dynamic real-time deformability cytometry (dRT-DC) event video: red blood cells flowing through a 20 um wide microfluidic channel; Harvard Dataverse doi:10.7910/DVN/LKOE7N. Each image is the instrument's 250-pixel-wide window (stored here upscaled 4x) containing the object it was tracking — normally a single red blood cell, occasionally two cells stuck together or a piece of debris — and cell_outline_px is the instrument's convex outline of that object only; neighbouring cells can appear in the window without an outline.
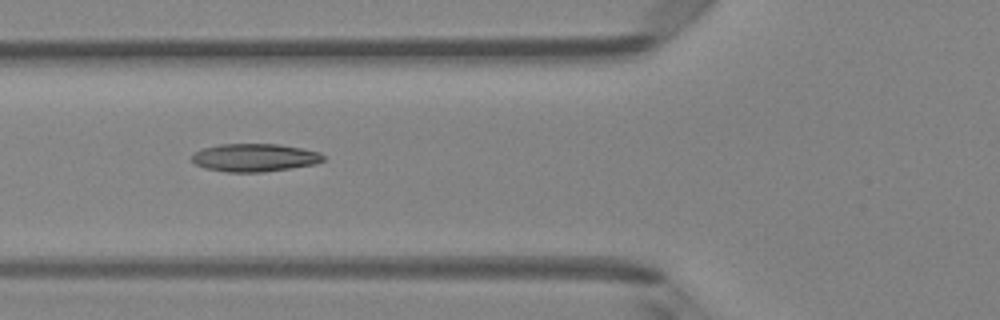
{"species": "Egyptian fruit bat (a non-hibernating species)", "species_latin": "Rousettus aegyptiacus", "temperature_condition": "room temperature", "stored_images_in_passage": 14, "camera_frame_rate_fps": 3000, "um_per_image_px": 0.085, "animal": {"sex": "female"}, "frame": {"image": 1, "passage_image": 3, "time_ms": 0.667, "image_size_px": [1000, 320], "cell_outline_px": [[324, 160], [316, 164], [264, 172], [224, 172], [204, 168], [196, 164], [192, 160], [192, 156], [196, 152], [204, 148], [220, 144], [280, 144], [320, 152], [324, 156]], "centroid_in_image_um": [21.65, 13.4], "position_along_channel_um": 104.1, "area_um2": 21.39}}
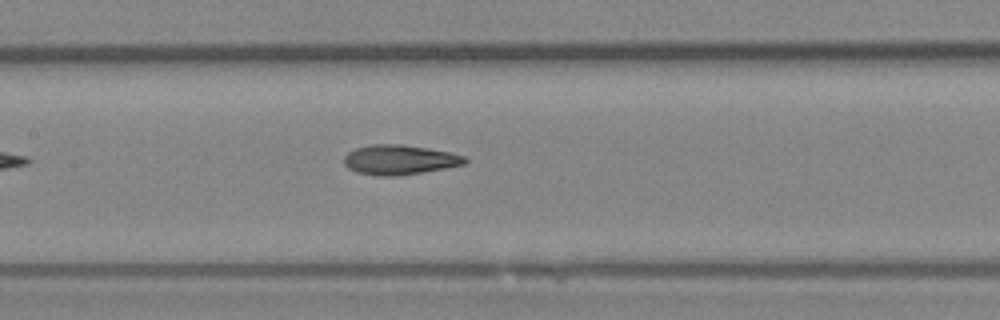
{"frame": {"image": 2, "passage_image": 8, "time_ms": 2.333, "image_size_px": [1000, 320], "cell_outline_px": [[468, 160], [464, 164], [444, 168], [396, 176], [376, 176], [356, 172], [348, 168], [344, 164], [344, 156], [348, 152], [356, 148], [372, 144], [400, 144], [428, 148], [448, 152], [464, 156]], "centroid_in_image_um": [33.91, 13.58], "position_along_channel_um": 173.5, "area_um2": 20.81}}